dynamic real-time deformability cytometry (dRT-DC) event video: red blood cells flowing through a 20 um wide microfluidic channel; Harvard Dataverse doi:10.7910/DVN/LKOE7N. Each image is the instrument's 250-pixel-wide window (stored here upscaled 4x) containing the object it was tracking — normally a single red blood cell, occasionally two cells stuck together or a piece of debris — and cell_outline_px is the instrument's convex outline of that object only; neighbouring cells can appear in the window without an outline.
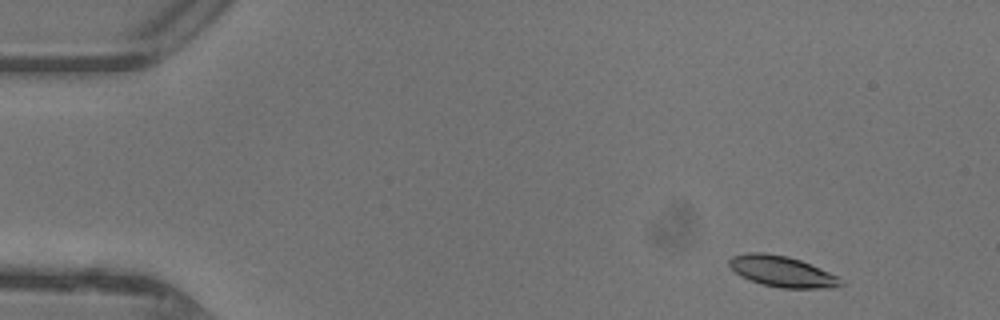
{"species": "common noctule bat (a hibernating species)", "species_latin": "Nyctalus noctula", "temperature_condition": "warm", "stored_images_in_passage": 45, "camera_frame_rate_fps": 3000, "um_per_image_px": 0.085, "animal": {"sex": "female"}, "frame": {"image": 1, "passage_image": 3, "time_ms": 0.667, "image_size_px": [1000, 320], "cell_outline_px": [[844, 284], [836, 288], [780, 288], [760, 284], [740, 276], [728, 264], [728, 260], [732, 256], [748, 252], [764, 252], [788, 256], [800, 260], [840, 276], [844, 280]], "centroid_in_image_um": [66.51, 23.08], "position_along_channel_um": 18.5, "area_um2": 20.4}}
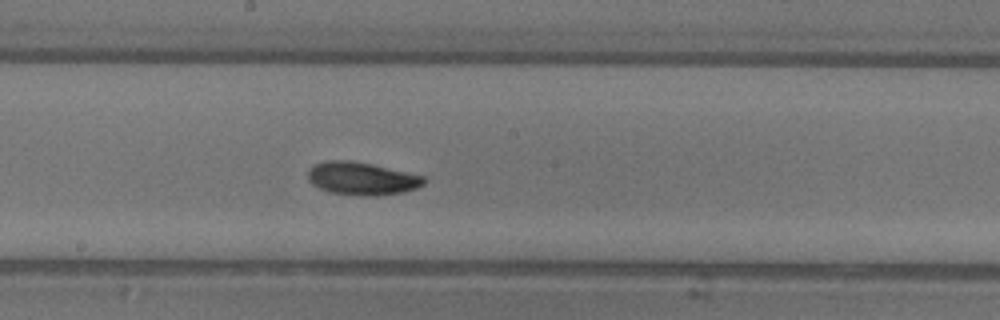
{"frame": {"image": 2, "passage_image": 24, "time_ms": 7.667, "image_size_px": [1000, 320], "cell_outline_px": [[428, 180], [424, 184], [416, 188], [404, 192], [376, 196], [360, 196], [328, 192], [312, 184], [308, 180], [308, 168], [316, 164], [328, 160], [348, 160], [372, 164], [424, 176]], "centroid_in_image_um": [30.76, 15.18], "position_along_channel_um": 217.4, "area_um2": 22.37}}
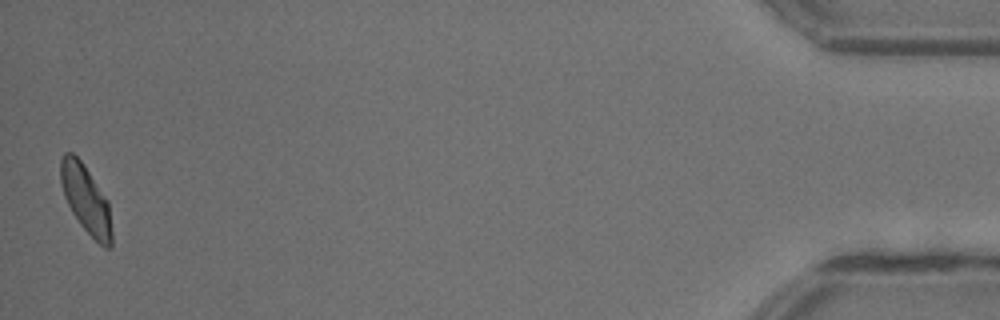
{"frame": {"image": 3, "passage_image": 45, "time_ms": 14.667, "image_size_px": [1000, 320], "cell_outline_px": [[112, 248], [104, 248], [80, 224], [72, 212], [64, 196], [60, 184], [60, 160], [64, 152], [72, 152], [80, 160], [108, 200], [112, 232]], "centroid_in_image_um": [7.29, 16.94], "position_along_channel_um": 427.9, "area_um2": 20.17}, "authors_computed_cell_mechanics": {"area_um2": 20.6346, "velocity_mm_per_s": 4.3665, "shape_relaxation_time_tau1_ms": 2.965, "shape_relaxation_time_tau2_ms": 6.5404, "deformation_change_tau1": 0.1176, "deformation_change_tau2": 0.1127}}